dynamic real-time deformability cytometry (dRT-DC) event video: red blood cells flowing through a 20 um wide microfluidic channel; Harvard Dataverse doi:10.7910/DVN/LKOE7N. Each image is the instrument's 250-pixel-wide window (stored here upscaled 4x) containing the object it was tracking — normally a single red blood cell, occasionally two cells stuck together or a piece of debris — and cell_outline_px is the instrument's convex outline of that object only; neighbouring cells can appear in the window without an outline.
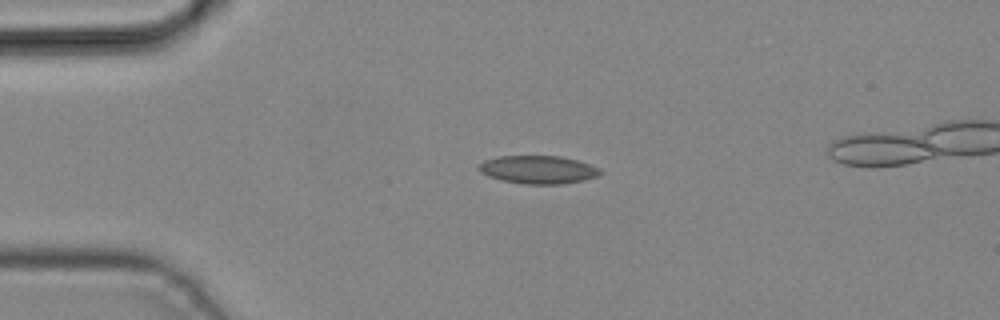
{"species": "common noctule bat (a hibernating species)", "species_latin": "Nyctalus noctula", "temperature_condition": "cold", "stored_images_in_passage": 3, "camera_frame_rate_fps": 3000, "um_per_image_px": 0.085, "animal": {"sex": "male", "body_mass_g": 19.2, "forearm_length_mm": 51.8}, "frame": {"image": 1, "passage_image": 1, "time_ms": 0.0, "image_size_px": [1000, 320], "cell_outline_px": [[600, 172], [596, 176], [584, 180], [564, 184], [524, 184], [500, 180], [488, 176], [480, 172], [476, 168], [484, 160], [500, 156], [560, 156], [580, 160], [600, 168]], "centroid_in_image_um": [45.73, 14.42], "position_along_channel_um": 39.3, "area_um2": 20.0}}